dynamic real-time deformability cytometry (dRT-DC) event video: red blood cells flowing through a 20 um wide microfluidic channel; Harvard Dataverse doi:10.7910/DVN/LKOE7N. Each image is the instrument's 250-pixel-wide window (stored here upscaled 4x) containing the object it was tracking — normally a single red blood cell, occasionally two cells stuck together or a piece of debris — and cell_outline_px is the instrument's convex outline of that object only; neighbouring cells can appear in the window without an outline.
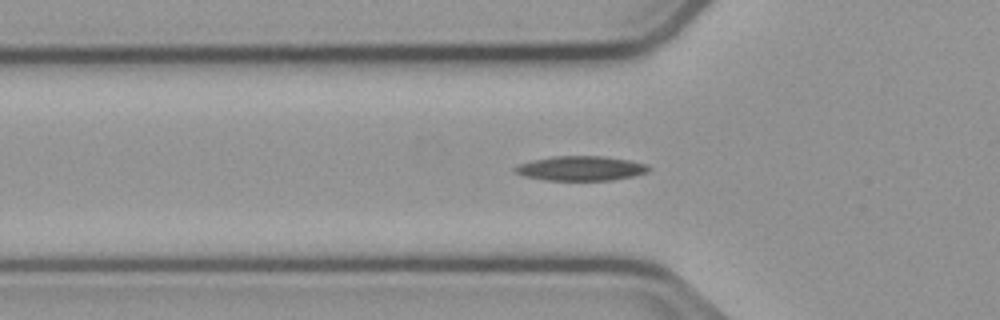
{"species": "common noctule bat (a hibernating species)", "species_latin": "Nyctalus noctula", "temperature_condition": "cold", "stored_images_in_passage": 37, "camera_frame_rate_fps": 3000, "um_per_image_px": 0.085, "animal": {"sex": "male", "body_mass_g": 23.1, "forearm_length_mm": 52.7}, "frame": {"image": 1, "passage_image": 8, "time_ms": 2.333, "image_size_px": [1000, 320], "cell_outline_px": [[652, 168], [648, 172], [632, 176], [612, 180], [544, 180], [524, 176], [512, 172], [512, 168], [516, 164], [532, 160], [552, 156], [600, 156], [628, 160], [648, 164]], "centroid_in_image_um": [49.31, 14.31], "position_along_channel_um": 76.5, "area_um2": 19.36}}
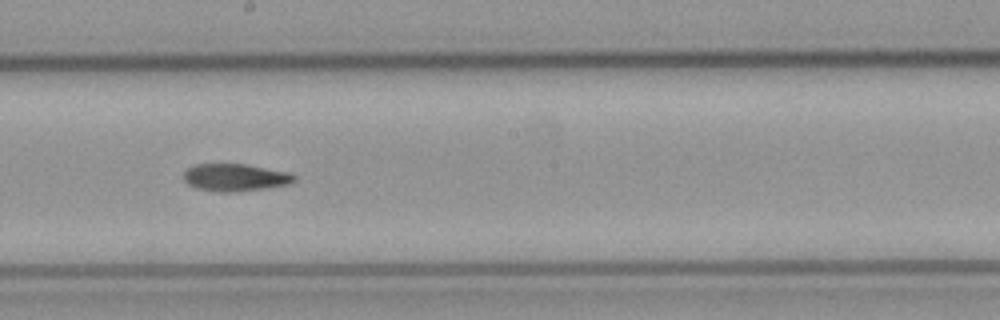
{"frame": {"image": 2, "passage_image": 20, "time_ms": 6.333, "image_size_px": [1000, 320], "cell_outline_px": [[296, 180], [288, 184], [264, 188], [232, 192], [216, 192], [196, 188], [188, 184], [184, 180], [184, 172], [188, 168], [196, 164], [244, 164], [288, 172], [296, 176]], "centroid_in_image_um": [19.97, 15.08], "position_along_channel_um": 228.2, "area_um2": 17.51}}
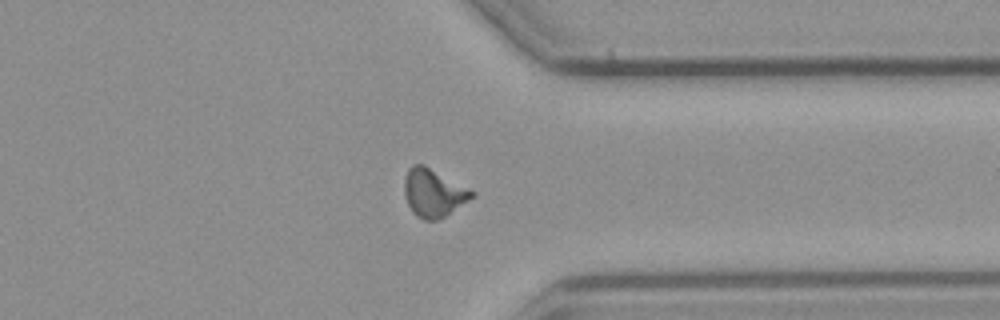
{"frame": {"image": 3, "passage_image": 32, "time_ms": 10.333, "image_size_px": [1000, 320], "cell_outline_px": [[476, 196], [444, 216], [436, 220], [424, 220], [412, 212], [404, 196], [404, 180], [408, 168], [412, 164], [424, 164], [476, 192]], "centroid_in_image_um": [36.84, 16.38], "position_along_channel_um": 374.6, "area_um2": 18.9}}